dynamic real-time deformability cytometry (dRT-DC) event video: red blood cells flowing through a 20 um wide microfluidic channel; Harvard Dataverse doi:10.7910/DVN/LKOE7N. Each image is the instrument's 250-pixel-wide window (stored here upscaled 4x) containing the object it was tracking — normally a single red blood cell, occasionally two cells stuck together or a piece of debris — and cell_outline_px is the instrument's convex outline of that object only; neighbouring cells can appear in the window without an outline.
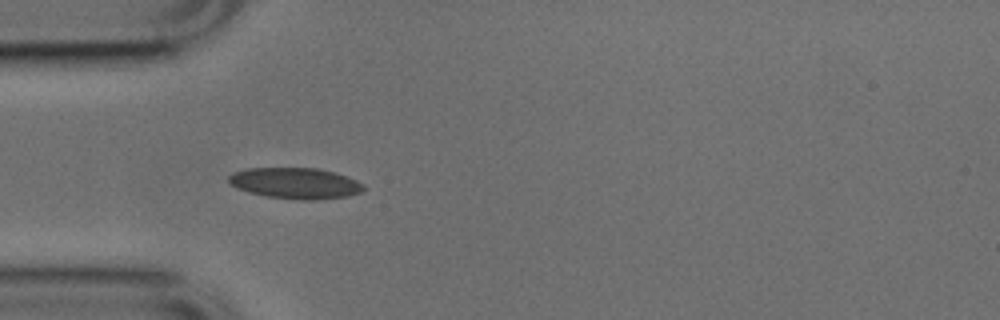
{"species": "common noctule bat (a hibernating species)", "species_latin": "Nyctalus noctula", "temperature_condition": "cold", "stored_images_in_passage": 38, "camera_frame_rate_fps": 3000, "um_per_image_px": 0.085, "animal": {"sex": "male", "body_mass_g": 17.9, "forearm_length_mm": 54.2}, "frame": {"image": 1, "passage_image": 1, "time_ms": 0.0, "image_size_px": [1000, 320], "cell_outline_px": [[364, 188], [360, 192], [348, 196], [312, 200], [300, 200], [268, 196], [248, 192], [236, 188], [228, 180], [228, 176], [232, 172], [244, 168], [316, 168], [336, 172], [356, 180], [364, 184]], "centroid_in_image_um": [25.09, 15.56], "position_along_channel_um": 59.9, "area_um2": 24.39}}
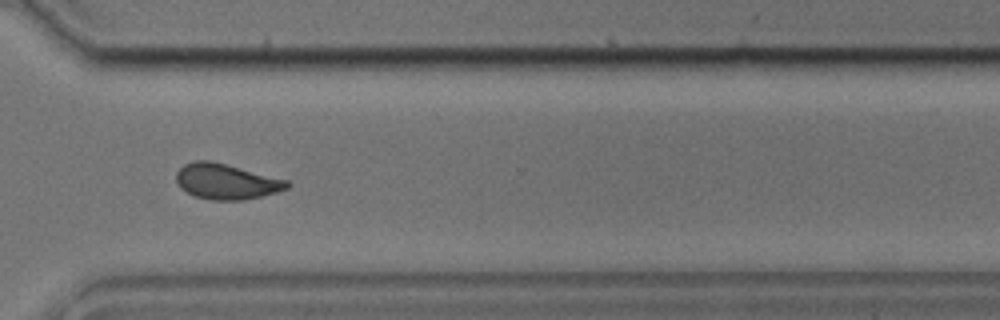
{"frame": {"image": 2, "passage_image": 24, "time_ms": 7.667, "image_size_px": [1000, 320], "cell_outline_px": [[292, 184], [288, 188], [276, 192], [244, 200], [212, 200], [196, 196], [180, 188], [176, 180], [176, 172], [184, 164], [196, 160], [208, 160], [288, 180]], "centroid_in_image_um": [19.23, 15.43], "position_along_channel_um": 351.4, "area_um2": 22.66}}
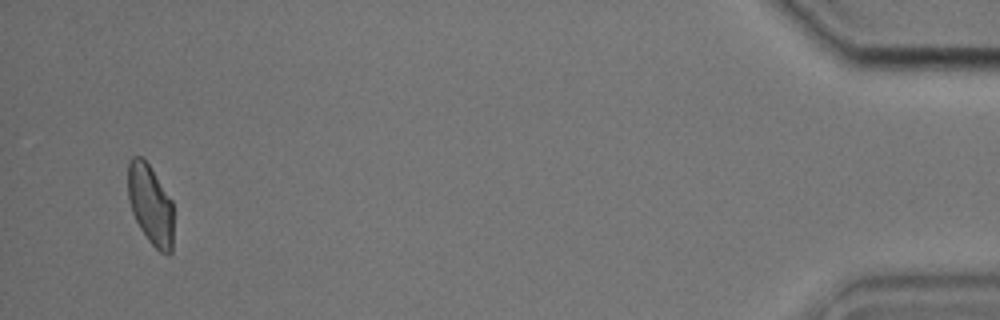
{"frame": {"image": 3, "passage_image": 36, "time_ms": 11.667, "image_size_px": [1000, 320], "cell_outline_px": [[172, 252], [168, 256], [160, 252], [148, 240], [140, 228], [132, 212], [128, 200], [128, 160], [132, 156], [140, 156], [148, 164], [172, 200]], "centroid_in_image_um": [12.78, 17.4], "position_along_channel_um": 422.4, "area_um2": 21.15}, "authors_computed_cell_mechanics": {"area_um2": 22.7443, "velocity_mm_per_s": 3.817, "shape_relaxation_time_tau1_ms": 4.2056, "shape_relaxation_time_tau2_ms": 1.4881, "deformation_change_tau1": 0.0923, "deformation_change_tau2": 0.0614}}